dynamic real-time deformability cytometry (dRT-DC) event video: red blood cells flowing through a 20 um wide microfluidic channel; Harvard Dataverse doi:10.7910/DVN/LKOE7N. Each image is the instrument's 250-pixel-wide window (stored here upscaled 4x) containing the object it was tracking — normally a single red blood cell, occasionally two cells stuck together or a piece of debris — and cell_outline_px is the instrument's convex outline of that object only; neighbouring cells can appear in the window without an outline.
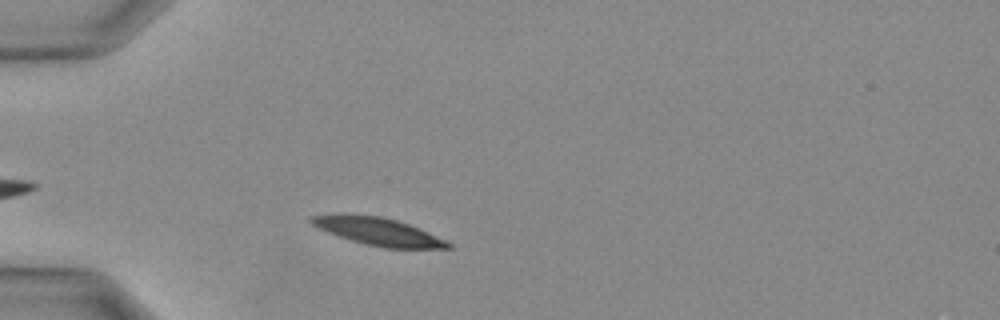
{"species": "Egyptian fruit bat (a non-hibernating species)", "species_latin": "Rousettus aegyptiacus", "temperature_condition": "warm", "stored_images_in_passage": 28, "camera_frame_rate_fps": 3000, "um_per_image_px": 0.085, "animal": {"sex": "female"}, "frame": {"image": 1, "passage_image": 4, "time_ms": 1.0, "image_size_px": [1000, 320], "cell_outline_px": [[452, 248], [384, 248], [352, 240], [328, 232], [312, 224], [308, 220], [312, 216], [336, 212], [348, 212], [380, 216], [396, 220], [420, 228], [452, 244]], "centroid_in_image_um": [32.09, 19.63], "position_along_channel_um": 52.9, "area_um2": 22.08}}
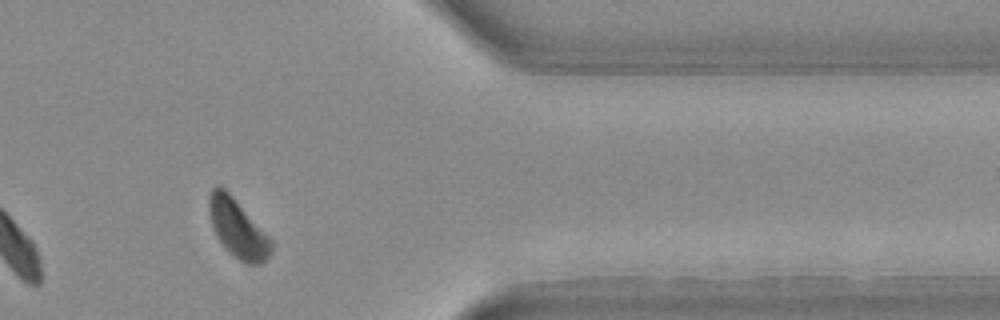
{"frame": {"image": 2, "passage_image": 23, "time_ms": 7.333, "image_size_px": [1000, 320], "cell_outline_px": [[272, 252], [260, 264], [244, 264], [228, 252], [216, 236], [212, 228], [208, 208], [208, 196], [212, 188], [216, 184], [220, 184], [232, 196], [272, 240]], "centroid_in_image_um": [20.16, 19.41], "position_along_channel_um": 391.2, "area_um2": 21.15}}
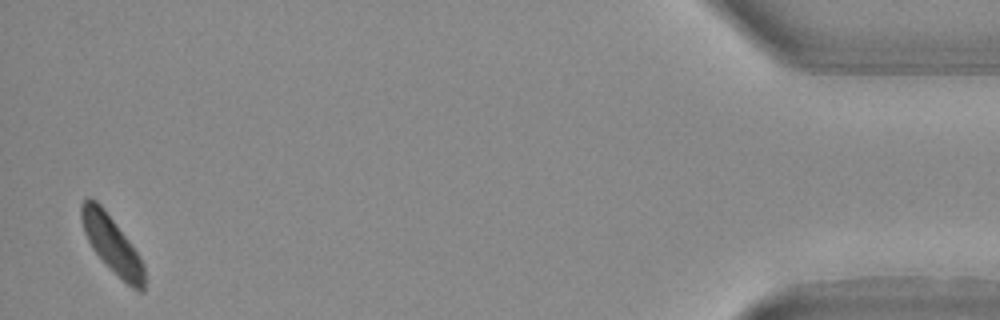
{"frame": {"image": 3, "passage_image": 28, "time_ms": 9.0, "image_size_px": [1000, 320], "cell_outline_px": [[144, 292], [140, 292], [132, 288], [92, 248], [84, 232], [80, 216], [80, 204], [88, 196], [96, 200], [100, 204], [128, 240], [144, 264]], "centroid_in_image_um": [9.49, 20.72], "position_along_channel_um": 425.7, "area_um2": 20.11}}